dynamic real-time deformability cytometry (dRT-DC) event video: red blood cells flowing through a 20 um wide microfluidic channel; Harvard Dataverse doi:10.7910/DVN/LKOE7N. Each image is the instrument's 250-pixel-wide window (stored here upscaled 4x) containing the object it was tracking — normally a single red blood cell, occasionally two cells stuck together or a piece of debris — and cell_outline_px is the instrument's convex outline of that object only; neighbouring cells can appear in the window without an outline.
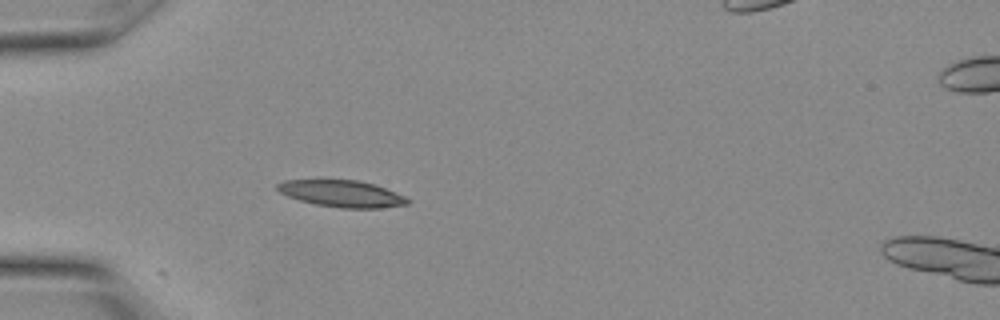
{"species": "Egyptian fruit bat (a non-hibernating species)", "species_latin": "Rousettus aegyptiacus", "temperature_condition": "warm", "stored_images_in_passage": 9, "camera_frame_rate_fps": 3000, "um_per_image_px": 0.085, "animal": {"sex": "female"}, "frame": {"image": 1, "passage_image": 5, "time_ms": 1.333, "image_size_px": [1000, 320], "cell_outline_px": [[408, 204], [380, 208], [344, 208], [316, 204], [300, 200], [288, 196], [280, 192], [276, 188], [276, 184], [284, 180], [320, 176], [360, 180], [376, 184], [404, 196], [408, 200]], "centroid_in_image_um": [28.96, 16.38], "position_along_channel_um": 56.0, "area_um2": 21.21}}
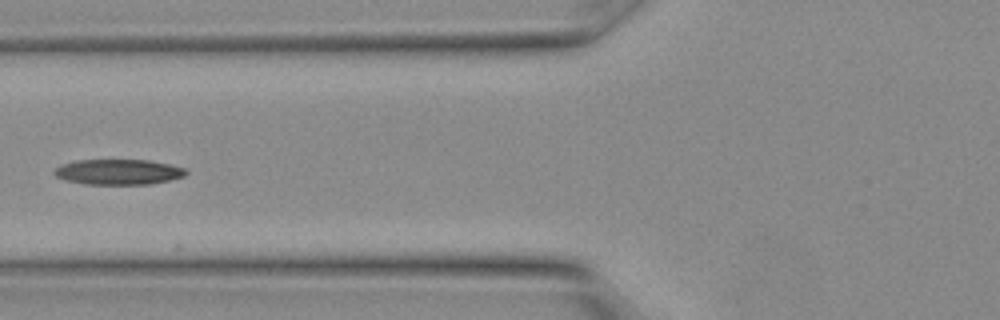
{"frame": {"image": 2, "passage_image": 8, "time_ms": 2.333, "image_size_px": [1000, 320], "cell_outline_px": [[188, 172], [184, 176], [168, 180], [148, 184], [88, 184], [64, 180], [56, 176], [52, 172], [60, 164], [76, 160], [148, 160], [168, 164], [184, 168]], "centroid_in_image_um": [10.02, 14.61], "position_along_channel_um": 115.8, "area_um2": 19.36}}